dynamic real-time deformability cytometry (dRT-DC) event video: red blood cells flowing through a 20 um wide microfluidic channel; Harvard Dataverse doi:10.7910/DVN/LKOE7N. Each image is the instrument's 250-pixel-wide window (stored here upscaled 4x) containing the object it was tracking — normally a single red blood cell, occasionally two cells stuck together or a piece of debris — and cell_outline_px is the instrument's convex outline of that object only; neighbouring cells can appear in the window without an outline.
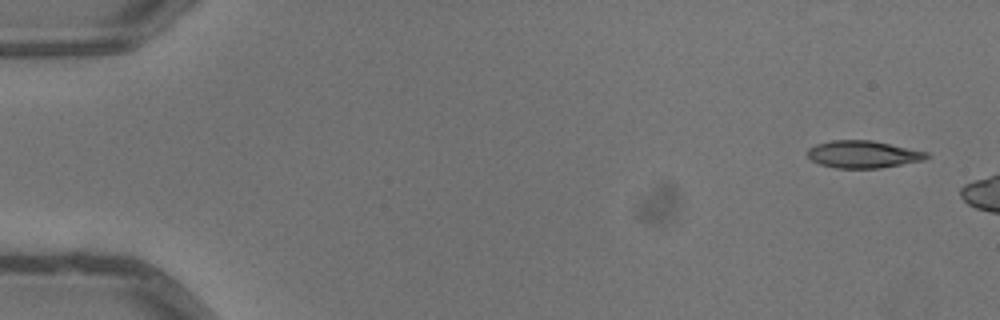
{"species": "common noctule bat (a hibernating species)", "species_latin": "Nyctalus noctula", "temperature_condition": "warm", "stored_images_in_passage": 7, "camera_frame_rate_fps": 3000, "um_per_image_px": 0.085, "animal": {"sex": "male", "body_mass_g": 13.3}, "frame": {"image": 1, "passage_image": 1, "time_ms": 0.0, "image_size_px": [1000, 320], "cell_outline_px": [[932, 156], [924, 160], [880, 168], [836, 168], [820, 164], [812, 160], [808, 156], [808, 148], [816, 144], [832, 140], [872, 140], [928, 152]], "centroid_in_image_um": [73.39, 13.11], "position_along_channel_um": 11.6, "area_um2": 18.96}}